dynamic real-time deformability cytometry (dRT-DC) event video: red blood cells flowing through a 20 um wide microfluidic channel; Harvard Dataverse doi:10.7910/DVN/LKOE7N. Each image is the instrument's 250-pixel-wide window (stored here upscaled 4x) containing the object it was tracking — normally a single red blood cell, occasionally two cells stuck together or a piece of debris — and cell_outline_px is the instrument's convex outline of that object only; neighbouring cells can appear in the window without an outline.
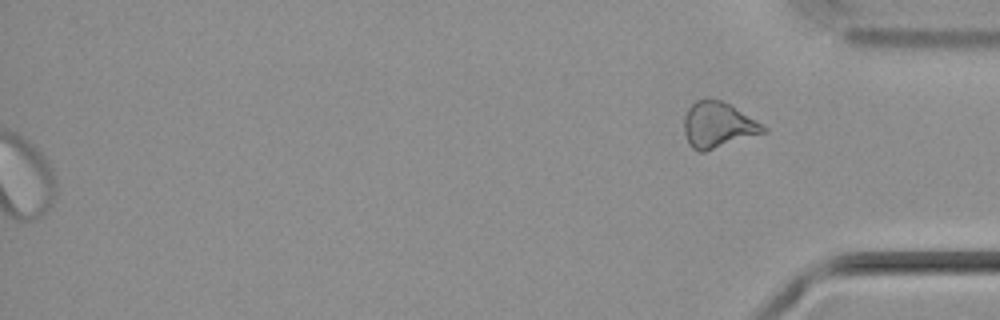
{"species": "common noctule bat (a hibernating species)", "species_latin": "Nyctalus noctula", "temperature_condition": "cold", "stored_images_in_passage": 40, "segment_of_instrument_passage": [2, 2], "camera_frame_rate_fps": 3000, "um_per_image_px": 0.085, "animal": {"sex": "male", "body_mass_g": 21.5, "forearm_length_mm": 52.0}, "frame": {"image": 1, "passage_image": 40, "time_ms": 13.0, "image_size_px": [1000, 320], "cell_outline_px": [[768, 132], [704, 152], [700, 152], [692, 148], [684, 132], [684, 116], [688, 108], [696, 100], [720, 100], [732, 104], [768, 128]], "centroid_in_image_um": [61.06, 10.63], "position_along_channel_um": 374.1, "area_um2": 21.21}}